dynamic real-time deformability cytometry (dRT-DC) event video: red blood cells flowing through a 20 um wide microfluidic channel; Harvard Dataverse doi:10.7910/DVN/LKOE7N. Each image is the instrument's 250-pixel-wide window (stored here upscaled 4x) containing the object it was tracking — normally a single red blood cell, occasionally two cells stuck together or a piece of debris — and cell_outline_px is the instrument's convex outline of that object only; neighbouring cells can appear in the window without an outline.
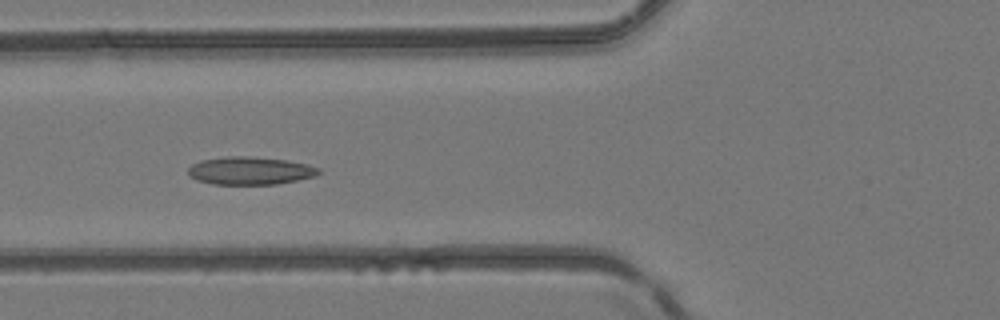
{"species": "common noctule bat (a hibernating species)", "species_latin": "Nyctalus noctula", "temperature_condition": "room temperature", "stored_images_in_passage": 5, "camera_frame_rate_fps": 3000, "um_per_image_px": 0.085, "animal": {"sex": "female", "body_mass_g": 24.6, "forearm_length_mm": 56.2}, "frame": {"image": 1, "passage_image": 5, "time_ms": 5.333, "image_size_px": [1000, 320], "cell_outline_px": [[320, 172], [316, 176], [276, 184], [212, 184], [196, 180], [188, 176], [188, 168], [192, 164], [200, 160], [224, 156], [248, 156], [284, 160], [308, 164], [320, 168]], "centroid_in_image_um": [21.22, 14.51], "position_along_channel_um": 104.6, "area_um2": 21.27}}